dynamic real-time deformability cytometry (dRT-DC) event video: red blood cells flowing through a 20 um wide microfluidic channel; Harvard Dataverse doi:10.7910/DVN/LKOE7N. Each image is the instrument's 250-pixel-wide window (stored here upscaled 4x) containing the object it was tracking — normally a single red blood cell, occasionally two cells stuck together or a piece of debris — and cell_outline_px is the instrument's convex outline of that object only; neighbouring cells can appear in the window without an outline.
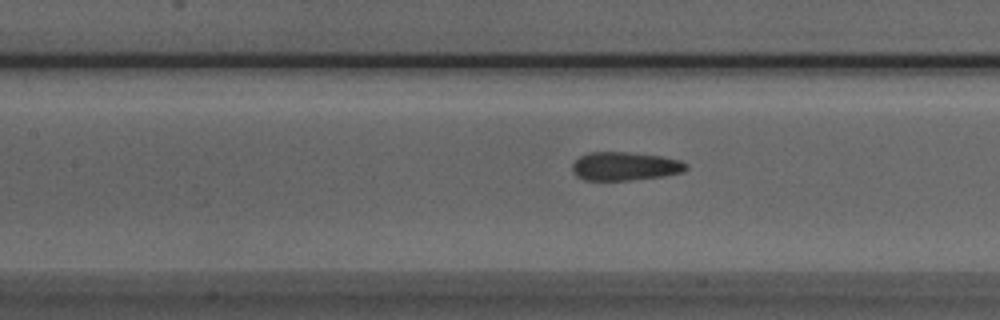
{"species": "Egyptian fruit bat (a non-hibernating species)", "species_latin": "Rousettus aegyptiacus", "temperature_condition": "room temperature", "stored_images_in_passage": 36, "camera_frame_rate_fps": 3000, "um_per_image_px": 0.085, "animal": {"sex": "male"}, "frame": {"image": 1, "passage_image": 17, "time_ms": 5.333, "image_size_px": [1000, 320], "cell_outline_px": [[688, 168], [684, 172], [660, 176], [632, 180], [584, 180], [576, 176], [572, 172], [572, 164], [580, 156], [588, 152], [628, 152], [664, 156], [680, 160], [688, 164]], "centroid_in_image_um": [53.12, 14.12], "position_along_channel_um": 154.3, "area_um2": 19.07}}
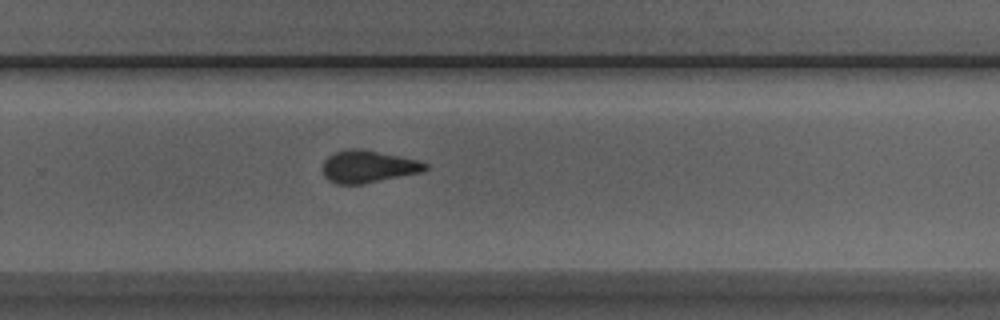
{"frame": {"image": 2, "passage_image": 28, "time_ms": 9.0, "image_size_px": [1000, 320], "cell_outline_px": [[428, 168], [424, 172], [360, 184], [336, 184], [328, 180], [324, 176], [320, 168], [324, 160], [332, 152], [348, 148], [360, 148], [416, 160], [428, 164]], "centroid_in_image_um": [31.22, 14.15], "position_along_channel_um": 298.6, "area_um2": 19.48}}
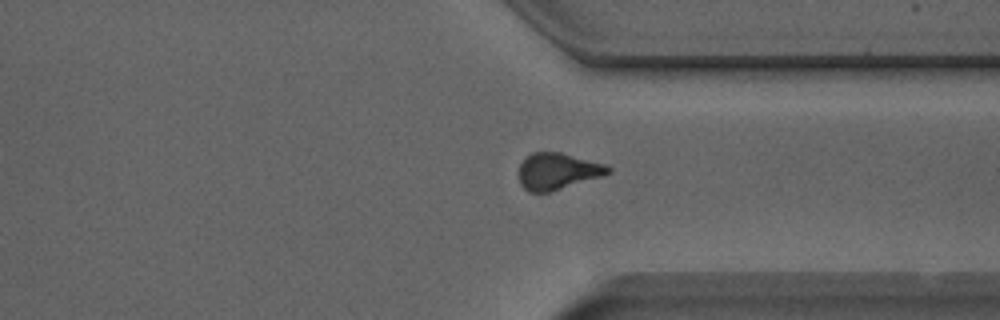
{"frame": {"image": 3, "passage_image": 33, "time_ms": 10.667, "image_size_px": [1000, 320], "cell_outline_px": [[612, 172], [604, 176], [548, 192], [528, 192], [520, 184], [520, 164], [532, 152], [560, 152], [604, 164], [612, 168]], "centroid_in_image_um": [47.42, 14.56], "position_along_channel_um": 364.0, "area_um2": 18.84}}